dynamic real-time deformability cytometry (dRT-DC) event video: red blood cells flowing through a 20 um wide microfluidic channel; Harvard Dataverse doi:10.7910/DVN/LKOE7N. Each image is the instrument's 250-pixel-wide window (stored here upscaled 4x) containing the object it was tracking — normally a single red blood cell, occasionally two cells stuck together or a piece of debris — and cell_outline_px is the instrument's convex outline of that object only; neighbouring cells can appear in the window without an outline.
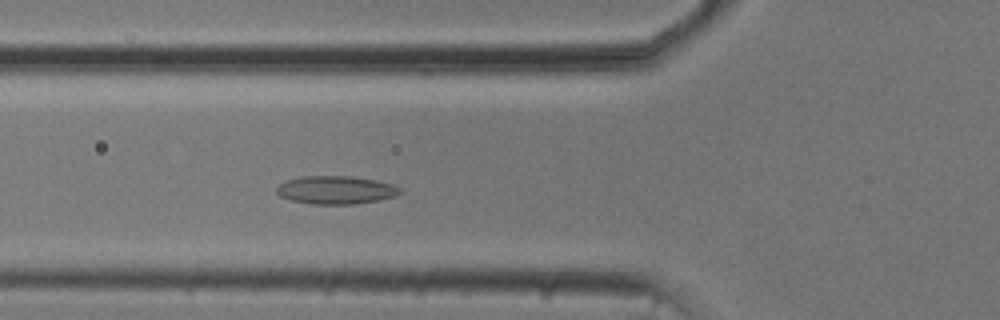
{"species": "common noctule bat (a hibernating species)", "species_latin": "Nyctalus noctula", "temperature_condition": "cold", "stored_images_in_passage": 49, "camera_frame_rate_fps": 3000, "um_per_image_px": 0.085, "animal": {"sex": "male", "body_mass_g": 20.5, "forearm_length_mm": 52.5}, "frame": {"image": 1, "passage_image": 15, "time_ms": 4.667, "image_size_px": [1000, 320], "cell_outline_px": [[404, 192], [396, 196], [380, 200], [352, 204], [312, 204], [292, 200], [280, 196], [276, 192], [276, 188], [280, 184], [288, 180], [300, 176], [352, 176], [376, 180], [392, 184], [400, 188]], "centroid_in_image_um": [28.58, 16.14], "position_along_channel_um": 97.2, "area_um2": 20.29}}
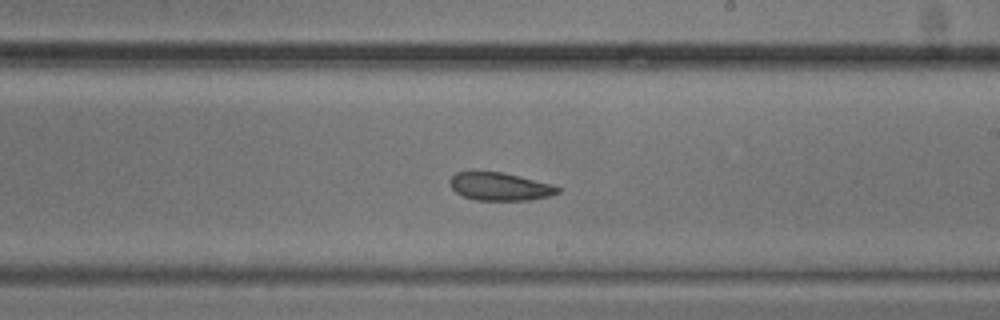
{"frame": {"image": 2, "passage_image": 27, "time_ms": 8.667, "image_size_px": [1000, 320], "cell_outline_px": [[560, 192], [552, 196], [532, 200], [476, 200], [464, 196], [456, 192], [452, 188], [448, 180], [456, 172], [500, 172], [520, 176], [552, 184], [560, 188]], "centroid_in_image_um": [42.52, 15.86], "position_along_channel_um": 246.5, "area_um2": 17.57}}
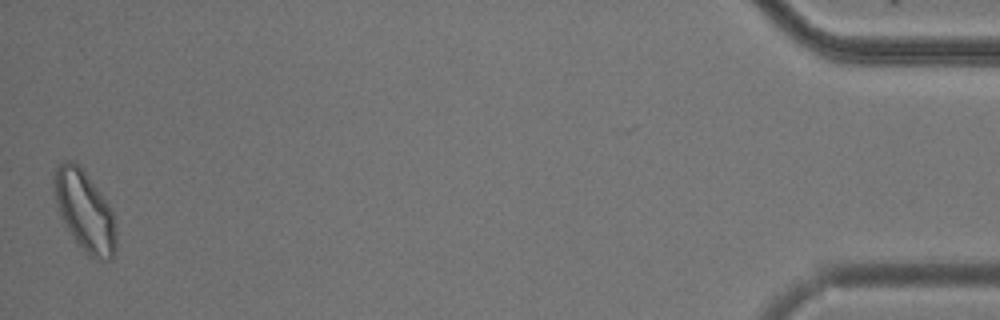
{"frame": {"image": 3, "passage_image": 49, "time_ms": 16.0, "image_size_px": [1000, 320], "cell_outline_px": [[116, 252], [112, 260], [96, 260], [88, 256], [76, 240], [68, 228], [60, 212], [56, 200], [56, 168], [64, 160], [72, 160], [84, 172], [100, 192], [112, 212], [116, 232]], "centroid_in_image_um": [7.26, 18.01], "position_along_channel_um": 427.9, "area_um2": 27.98}, "authors_computed_cell_mechanics": {"area_um2": 20.2878, "velocity_mm_per_s": 3.7276, "shape_relaxation_time_tau1_ms": null, "shape_relaxation_time_tau2_ms": 3.9907, "deformation_change_tau1": null, "deformation_change_tau2": 0.1116}}